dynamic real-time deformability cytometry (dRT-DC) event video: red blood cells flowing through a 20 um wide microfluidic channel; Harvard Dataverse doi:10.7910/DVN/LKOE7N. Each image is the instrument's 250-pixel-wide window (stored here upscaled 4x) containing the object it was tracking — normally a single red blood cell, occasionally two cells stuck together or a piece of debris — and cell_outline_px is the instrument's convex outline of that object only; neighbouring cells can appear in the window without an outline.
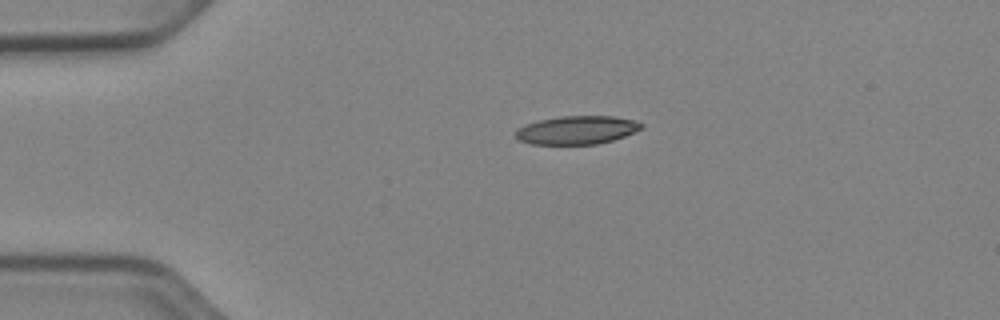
{"species": "Egyptian fruit bat (a non-hibernating species)", "species_latin": "Rousettus aegyptiacus", "temperature_condition": "cold", "stored_images_in_passage": 41, "camera_frame_rate_fps": 3000, "um_per_image_px": 0.085, "animal": {"sex": "female"}, "frame": {"image": 1, "passage_image": 1, "time_ms": 0.0, "image_size_px": [1000, 320], "cell_outline_px": [[644, 124], [640, 128], [624, 136], [612, 140], [596, 144], [532, 144], [520, 140], [516, 136], [516, 128], [540, 120], [560, 116], [612, 116], [632, 120]], "centroid_in_image_um": [49.01, 11.05], "position_along_channel_um": 36.0, "area_um2": 20.4}}
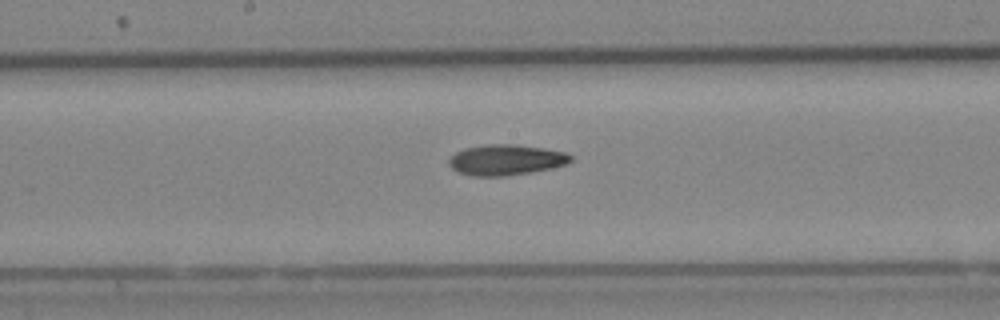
{"frame": {"image": 2, "passage_image": 17, "time_ms": 5.333, "image_size_px": [1000, 320], "cell_outline_px": [[572, 160], [568, 164], [532, 172], [504, 176], [472, 176], [460, 172], [452, 168], [448, 164], [448, 160], [456, 152], [464, 148], [488, 144], [516, 144], [544, 148], [564, 152], [572, 156]], "centroid_in_image_um": [43.01, 13.58], "position_along_channel_um": 205.2, "area_um2": 21.73}}
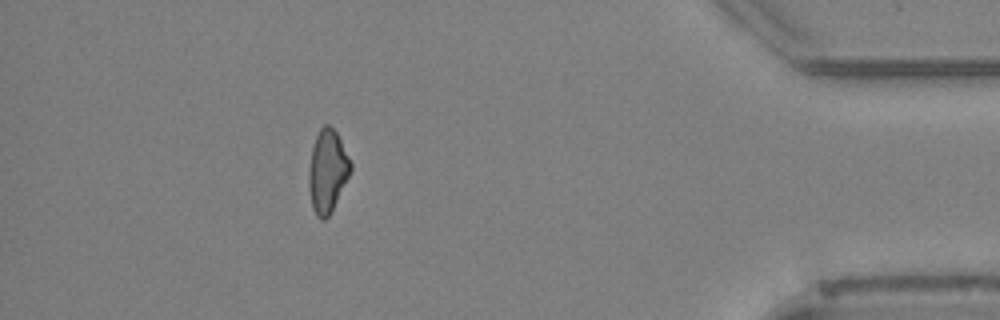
{"frame": {"image": 3, "passage_image": 36, "time_ms": 11.667, "image_size_px": [1000, 320], "cell_outline_px": [[352, 168], [328, 216], [324, 220], [320, 220], [316, 216], [312, 208], [308, 188], [308, 172], [312, 148], [316, 136], [320, 128], [324, 124], [328, 124], [336, 132], [352, 164]], "centroid_in_image_um": [27.8, 14.54], "position_along_channel_um": 407.4, "area_um2": 19.83}}